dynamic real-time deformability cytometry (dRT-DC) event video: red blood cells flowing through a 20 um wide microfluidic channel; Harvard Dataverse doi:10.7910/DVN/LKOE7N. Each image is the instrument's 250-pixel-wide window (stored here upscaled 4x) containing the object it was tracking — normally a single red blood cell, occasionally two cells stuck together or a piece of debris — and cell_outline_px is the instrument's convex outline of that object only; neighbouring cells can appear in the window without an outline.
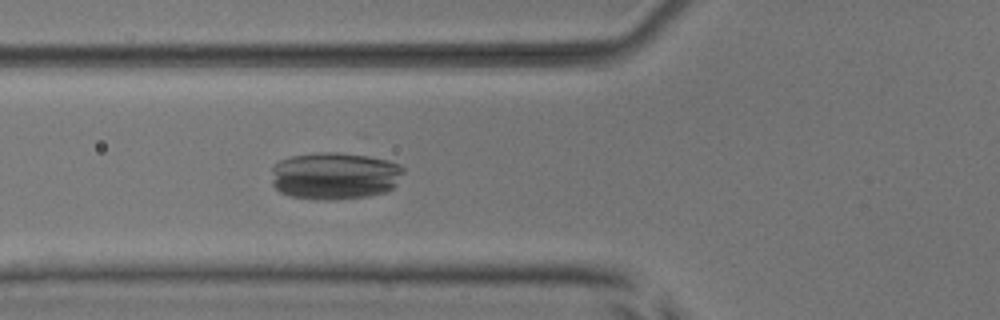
{"species": "common noctule bat (a hibernating species)", "species_latin": "Nyctalus noctula", "temperature_condition": "room temperature", "stored_images_in_passage": 39, "camera_frame_rate_fps": 3000, "um_per_image_px": 0.085, "animal": {"sex": "male", "body_mass_g": 17.9, "forearm_length_mm": 54.2}, "frame": {"image": 1, "passage_image": 5, "time_ms": 1.333, "image_size_px": [1000, 320], "cell_outline_px": [[404, 172], [396, 184], [392, 188], [384, 192], [368, 196], [332, 200], [328, 200], [292, 196], [280, 192], [272, 184], [272, 164], [280, 160], [292, 156], [320, 152], [336, 152], [368, 156], [388, 160], [400, 164], [404, 168]], "centroid_in_image_um": [28.45, 14.93], "position_along_channel_um": 97.4, "area_um2": 36.47}}
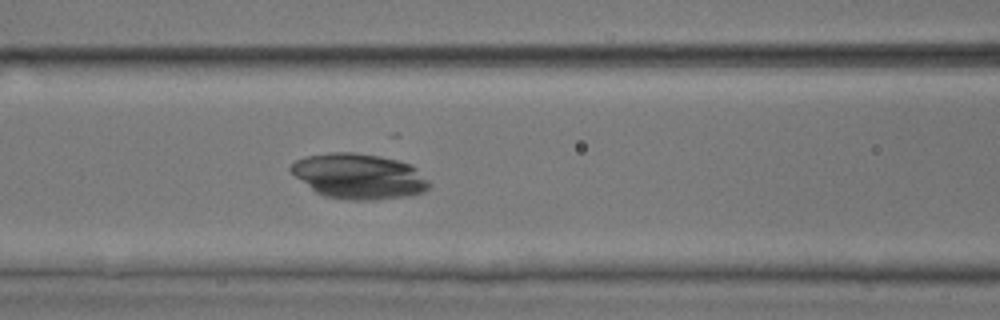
{"frame": {"image": 2, "passage_image": 8, "time_ms": 2.333, "image_size_px": [1000, 320], "cell_outline_px": [[432, 184], [424, 192], [408, 196], [372, 200], [352, 200], [324, 196], [316, 192], [296, 176], [288, 168], [296, 160], [304, 156], [328, 152], [352, 152], [380, 156], [412, 164]], "centroid_in_image_um": [30.52, 14.97], "position_along_channel_um": 136.1, "area_um2": 36.53}}
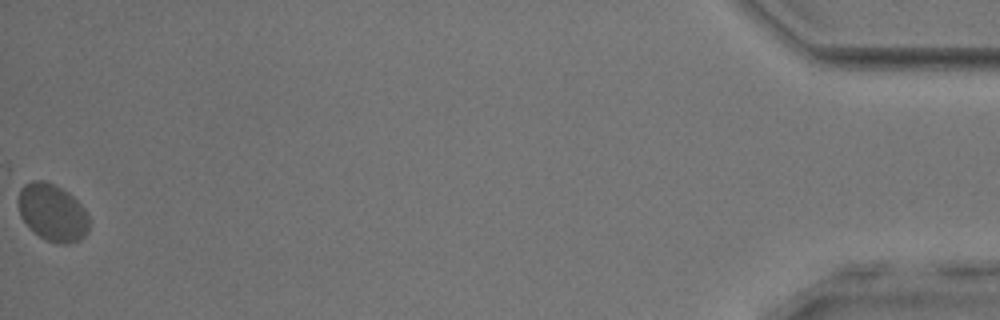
{"frame": {"image": 3, "passage_image": 39, "time_ms": 12.667, "image_size_px": [1000, 320], "cell_outline_px": [[88, 232], [80, 240], [68, 244], [56, 244], [40, 236], [28, 228], [20, 216], [16, 200], [20, 188], [24, 184], [32, 180], [44, 180], [68, 192], [84, 208], [88, 216]], "centroid_in_image_um": [4.42, 18.07], "position_along_channel_um": 430.8, "area_um2": 23.87}}